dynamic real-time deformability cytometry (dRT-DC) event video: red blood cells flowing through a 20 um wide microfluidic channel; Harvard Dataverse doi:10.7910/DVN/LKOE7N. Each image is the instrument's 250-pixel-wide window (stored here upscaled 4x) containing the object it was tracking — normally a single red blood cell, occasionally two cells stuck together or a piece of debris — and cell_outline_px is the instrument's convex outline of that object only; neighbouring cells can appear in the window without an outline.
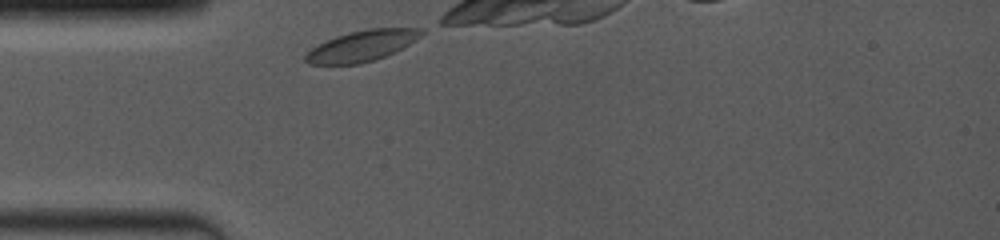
{"species": "common noctule bat (a hibernating species)", "species_latin": "Nyctalus noctula", "temperature_condition": "room temperature", "stored_images_in_passage": 32, "camera_frame_rate_fps": 4000, "um_per_image_px": 0.085, "animal": {"sex": "female", "body_mass_g": 19.0, "forearm_length_mm": 53.3}, "frame": {"image": 1, "passage_image": 1, "time_ms": 0.0, "image_size_px": [1000, 240], "cell_outline_px": [[424, 32], [420, 36], [408, 44], [376, 60], [360, 64], [308, 64], [304, 60], [304, 56], [312, 48], [324, 40], [348, 32], [368, 28], [424, 28]], "centroid_in_image_um": [30.72, 3.89], "position_along_channel_um": 54.3, "area_um2": 20.75}}
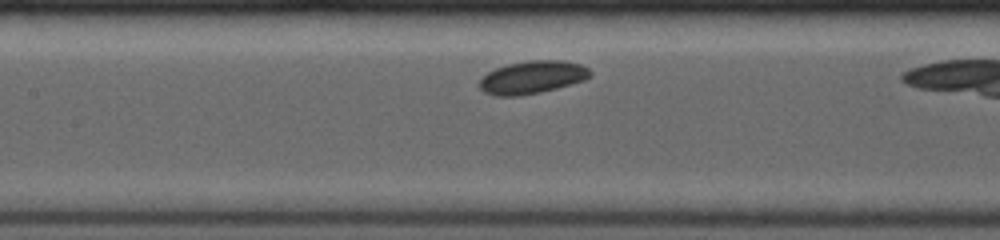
{"frame": {"image": 2, "passage_image": 21, "time_ms": 3.0, "image_size_px": [1000, 240], "cell_outline_px": [[592, 76], [584, 80], [556, 88], [540, 92], [516, 96], [496, 96], [484, 92], [480, 88], [480, 80], [488, 72], [496, 68], [508, 64], [528, 60], [564, 60], [580, 64], [588, 68], [592, 72]], "centroid_in_image_um": [45.26, 6.56], "position_along_channel_um": 162.1, "area_um2": 21.1}}
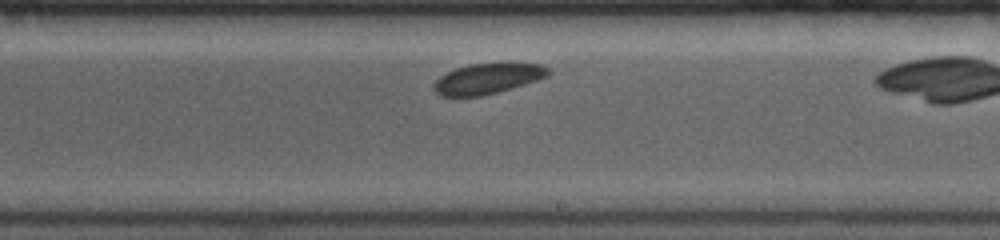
{"frame": {"image": 3, "passage_image": 32, "time_ms": 5.25, "image_size_px": [1000, 240], "cell_outline_px": [[548, 76], [512, 88], [480, 96], [440, 96], [432, 88], [432, 84], [440, 76], [456, 68], [468, 64], [508, 60], [540, 64], [548, 68]], "centroid_in_image_um": [41.46, 6.63], "position_along_channel_um": 247.5, "area_um2": 20.92}}